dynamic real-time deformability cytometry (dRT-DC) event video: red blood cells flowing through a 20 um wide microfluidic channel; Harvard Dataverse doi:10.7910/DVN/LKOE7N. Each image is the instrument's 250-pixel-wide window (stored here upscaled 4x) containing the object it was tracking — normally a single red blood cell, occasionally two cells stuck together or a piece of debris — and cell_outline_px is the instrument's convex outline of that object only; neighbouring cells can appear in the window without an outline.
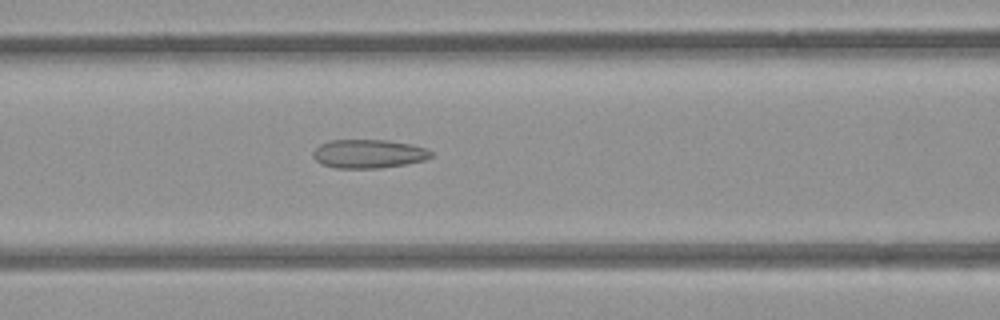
{"species": "common noctule bat (a hibernating species)", "species_latin": "Nyctalus noctula", "temperature_condition": "room temperature", "stored_images_in_passage": 43, "camera_frame_rate_fps": 3000, "um_per_image_px": 0.085, "animal": {"sex": "female", "body_mass_g": 21.9}, "frame": {"image": 1, "passage_image": 13, "time_ms": 4.0, "image_size_px": [1000, 320], "cell_outline_px": [[432, 156], [424, 160], [404, 164], [380, 168], [336, 168], [320, 164], [312, 156], [312, 152], [320, 144], [332, 140], [384, 140], [412, 144], [424, 148], [432, 152]], "centroid_in_image_um": [31.29, 13.07], "position_along_channel_um": 135.3, "area_um2": 19.65}}
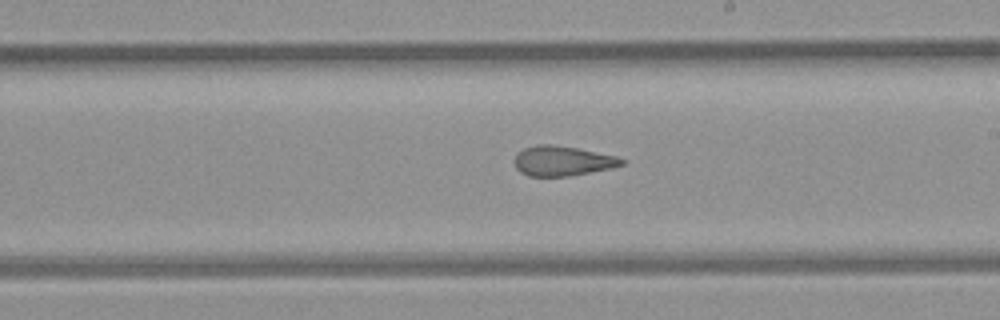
{"frame": {"image": 2, "passage_image": 21, "time_ms": 6.667, "image_size_px": [1000, 320], "cell_outline_px": [[628, 160], [624, 164], [612, 168], [568, 176], [528, 176], [520, 172], [516, 168], [516, 156], [524, 148], [536, 144], [552, 144], [576, 148], [616, 156]], "centroid_in_image_um": [47.84, 13.68], "position_along_channel_um": 241.2, "area_um2": 18.55}}
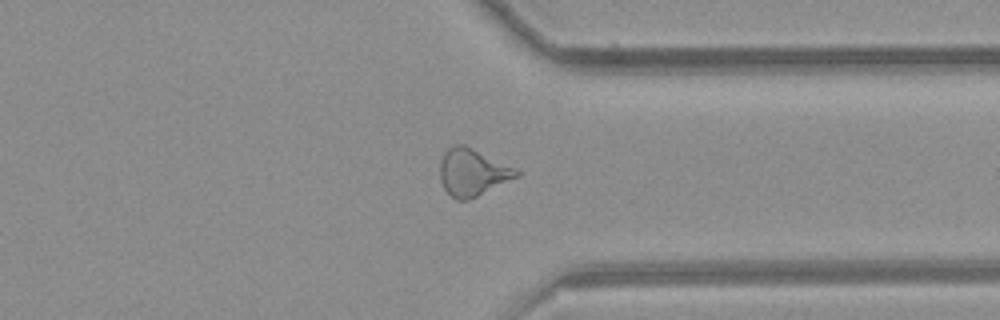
{"frame": {"image": 3, "passage_image": 31, "time_ms": 10.0, "image_size_px": [1000, 320], "cell_outline_px": [[520, 176], [468, 200], [456, 200], [444, 188], [440, 180], [440, 164], [444, 152], [452, 144], [464, 144], [516, 168], [520, 172]], "centroid_in_image_um": [40.16, 14.64], "position_along_channel_um": 371.2, "area_um2": 20.98}, "authors_computed_cell_mechanics": {"area_um2": 20.519, "velocity_mm_per_s": 3.968, "shape_relaxation_time_tau1_ms": null, "shape_relaxation_time_tau2_ms": 1.9582, "deformation_change_tau1": null, "deformation_change_tau2": 0.1087}}